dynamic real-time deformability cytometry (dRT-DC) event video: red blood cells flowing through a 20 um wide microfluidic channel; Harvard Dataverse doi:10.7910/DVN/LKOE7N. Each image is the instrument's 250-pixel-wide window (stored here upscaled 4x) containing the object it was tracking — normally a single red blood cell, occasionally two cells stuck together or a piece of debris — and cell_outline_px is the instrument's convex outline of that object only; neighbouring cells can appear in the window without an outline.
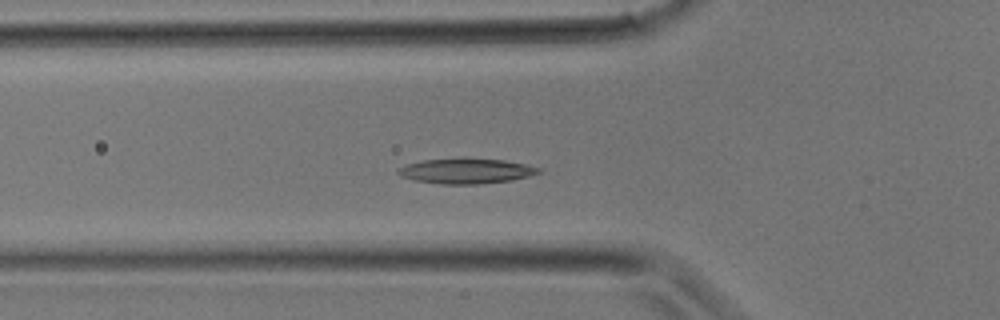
{"species": "common noctule bat (a hibernating species)", "species_latin": "Nyctalus noctula", "temperature_condition": "room temperature", "stored_images_in_passage": 25, "camera_frame_rate_fps": 3000, "um_per_image_px": 0.085, "animal": {"sex": "male", "body_mass_g": 17.9}, "frame": {"image": 1, "passage_image": 7, "time_ms": 2.0, "image_size_px": [1000, 320], "cell_outline_px": [[544, 172], [512, 180], [476, 184], [440, 184], [416, 180], [400, 176], [396, 172], [396, 168], [408, 164], [424, 160], [464, 156], [504, 160], [524, 164], [540, 168]], "centroid_in_image_um": [39.61, 14.5], "position_along_channel_um": 86.2, "area_um2": 21.1}}
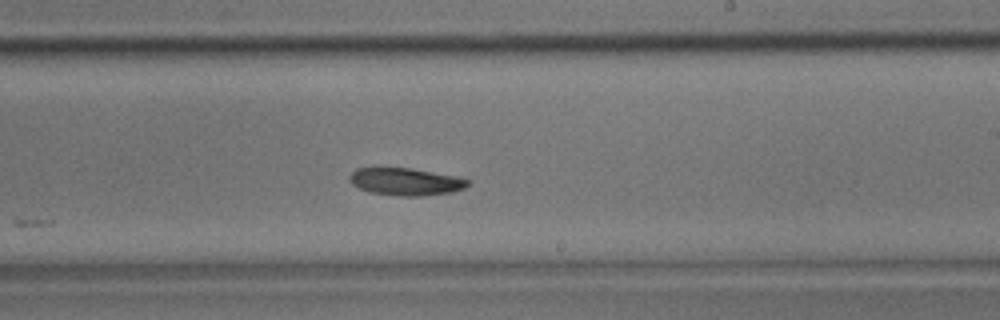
{"frame": {"image": 2, "passage_image": 15, "time_ms": 4.667, "image_size_px": [1000, 320], "cell_outline_px": [[472, 180], [464, 188], [452, 192], [424, 196], [400, 196], [372, 192], [360, 188], [352, 184], [348, 180], [348, 176], [356, 168], [408, 168], [456, 176]], "centroid_in_image_um": [34.49, 15.44], "position_along_channel_um": 254.5, "area_um2": 18.79}}
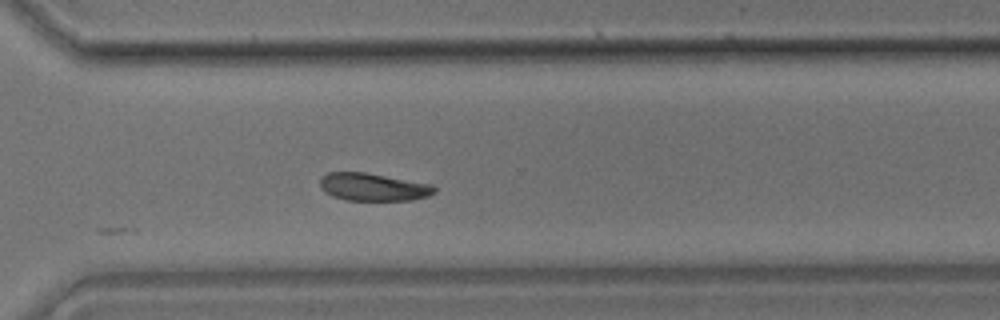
{"frame": {"image": 3, "passage_image": 19, "time_ms": 6.0, "image_size_px": [1000, 320], "cell_outline_px": [[436, 192], [428, 196], [412, 200], [344, 200], [332, 196], [324, 192], [320, 188], [320, 176], [328, 172], [364, 172], [432, 184], [436, 188]], "centroid_in_image_um": [31.69, 15.89], "position_along_channel_um": 338.9, "area_um2": 18.61}}